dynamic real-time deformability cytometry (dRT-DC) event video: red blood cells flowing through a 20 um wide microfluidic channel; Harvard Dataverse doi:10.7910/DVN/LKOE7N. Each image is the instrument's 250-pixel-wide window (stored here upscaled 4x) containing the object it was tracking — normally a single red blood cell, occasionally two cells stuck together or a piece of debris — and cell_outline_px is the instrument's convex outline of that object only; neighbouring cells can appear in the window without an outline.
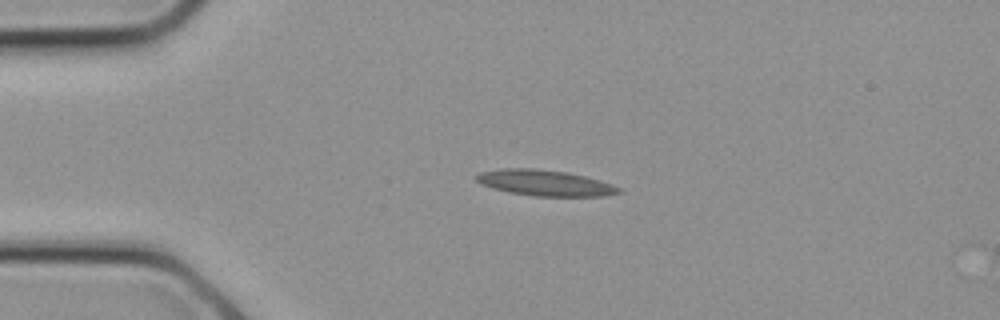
{"species": "common noctule bat (a hibernating species)", "species_latin": "Nyctalus noctula", "temperature_condition": "cold", "stored_images_in_passage": 6, "camera_frame_rate_fps": 3000, "um_per_image_px": 0.085, "animal": {"sex": "female", "body_mass_g": 21.9}, "frame": {"image": 1, "passage_image": 5, "time_ms": 1.333, "image_size_px": [1000, 320], "cell_outline_px": [[624, 192], [604, 196], [532, 196], [508, 192], [492, 188], [480, 184], [476, 180], [476, 176], [480, 172], [504, 168], [532, 168], [568, 172], [600, 180], [624, 188]], "centroid_in_image_um": [46.36, 15.55], "position_along_channel_um": 38.6, "area_um2": 21.68}}